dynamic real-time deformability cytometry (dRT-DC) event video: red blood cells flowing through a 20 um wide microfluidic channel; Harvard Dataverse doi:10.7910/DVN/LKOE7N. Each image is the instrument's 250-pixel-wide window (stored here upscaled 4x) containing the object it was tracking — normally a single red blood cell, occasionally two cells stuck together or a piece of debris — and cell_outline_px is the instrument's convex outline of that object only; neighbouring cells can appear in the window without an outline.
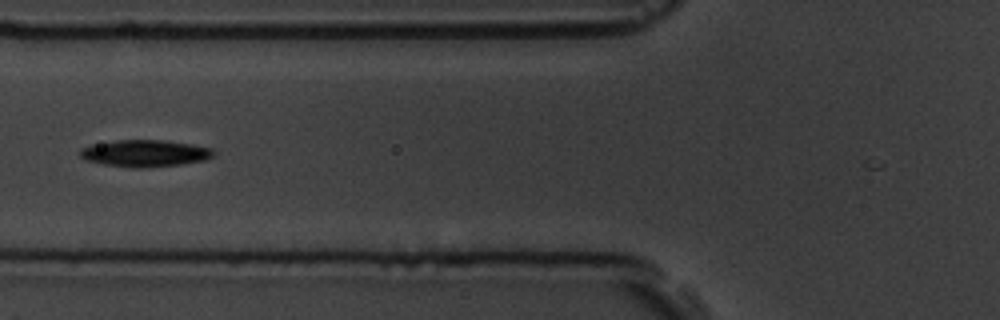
{"species": "common noctule bat (a hibernating species)", "species_latin": "Nyctalus noctula", "temperature_condition": "room temperature", "stored_images_in_passage": 11, "camera_frame_rate_fps": 3000, "um_per_image_px": 0.085, "animal": {"sex": "male", "body_mass_g": 19.5, "forearm_length_mm": 54.6}, "frame": {"image": 1, "passage_image": 6, "time_ms": 6.0, "image_size_px": [1000, 320], "cell_outline_px": [[216, 152], [212, 156], [204, 160], [180, 164], [140, 168], [132, 168], [104, 164], [88, 160], [80, 156], [80, 148], [92, 144], [116, 140], [164, 140], [192, 144], [212, 148]], "centroid_in_image_um": [12.32, 13.02], "position_along_channel_um": 113.5, "area_um2": 20.81}}
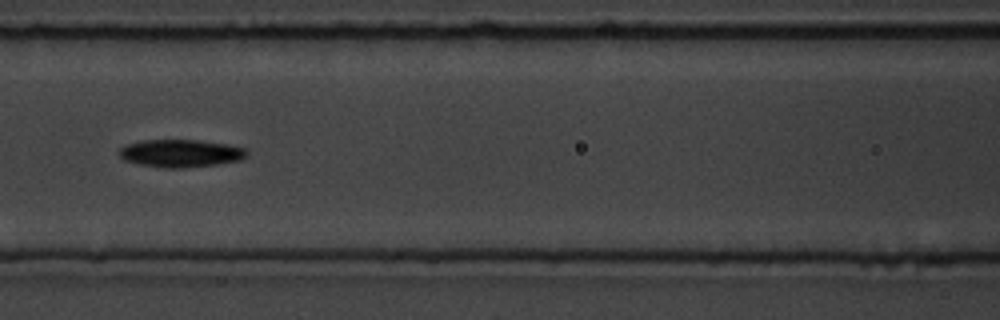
{"frame": {"image": 2, "passage_image": 7, "time_ms": 7.0, "image_size_px": [1000, 320], "cell_outline_px": [[248, 152], [240, 160], [216, 164], [180, 168], [164, 168], [140, 164], [124, 160], [120, 156], [120, 148], [128, 144], [140, 140], [196, 140], [228, 144], [244, 148]], "centroid_in_image_um": [15.34, 13.02], "position_along_channel_um": 151.3, "area_um2": 20.35}}
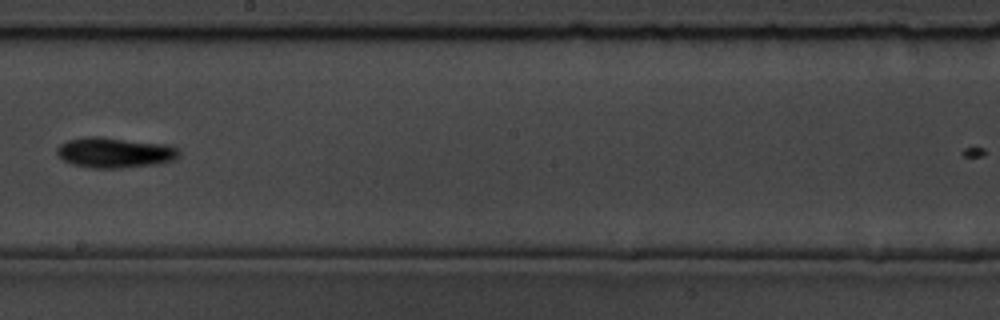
{"frame": {"image": 3, "passage_image": 9, "time_ms": 9.333, "image_size_px": [1000, 320], "cell_outline_px": [[180, 156], [176, 160], [160, 164], [120, 168], [92, 168], [72, 164], [64, 160], [56, 152], [56, 148], [60, 144], [68, 140], [84, 136], [100, 136], [164, 144], [180, 148]], "centroid_in_image_um": [9.79, 12.97], "position_along_channel_um": 238.4, "area_um2": 21.91}}